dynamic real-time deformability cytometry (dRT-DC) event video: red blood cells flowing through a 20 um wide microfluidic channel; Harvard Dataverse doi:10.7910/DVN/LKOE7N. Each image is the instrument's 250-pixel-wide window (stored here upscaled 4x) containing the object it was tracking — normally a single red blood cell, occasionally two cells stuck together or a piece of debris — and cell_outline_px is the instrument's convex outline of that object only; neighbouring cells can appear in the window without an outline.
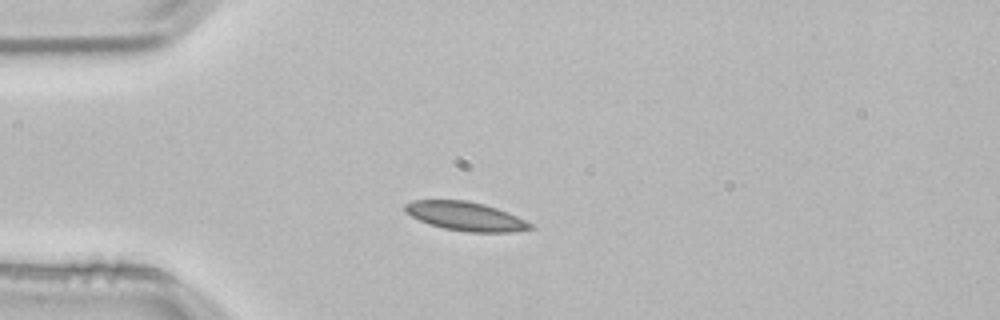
{"species": "common noctule bat (a hibernating species)", "species_latin": "Nyctalus noctula", "temperature_condition": "room temperature", "stored_images_in_passage": 2, "camera_frame_rate_fps": 3000, "um_per_image_px": 0.085, "animal": {"sex": "male", "body_mass_g": 21.5, "forearm_length_mm": 52.0}, "frame": {"image": 1, "passage_image": 2, "time_ms": 0.333, "image_size_px": [1000, 320], "cell_outline_px": [[536, 228], [516, 232], [468, 232], [444, 228], [428, 224], [404, 212], [404, 204], [412, 200], [468, 200], [484, 204], [508, 212], [532, 224]], "centroid_in_image_um": [39.58, 18.38], "position_along_channel_um": 45.4, "area_um2": 21.15}}